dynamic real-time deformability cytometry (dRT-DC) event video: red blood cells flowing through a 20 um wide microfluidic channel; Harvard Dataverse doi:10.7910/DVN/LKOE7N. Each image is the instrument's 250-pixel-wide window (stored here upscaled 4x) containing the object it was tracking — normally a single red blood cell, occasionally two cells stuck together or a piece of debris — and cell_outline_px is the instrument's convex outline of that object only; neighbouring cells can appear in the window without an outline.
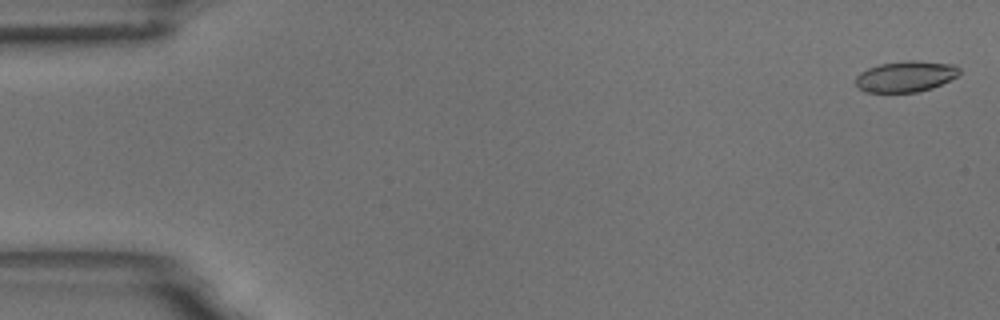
{"species": "common noctule bat (a hibernating species)", "species_latin": "Nyctalus noctula", "temperature_condition": "room temperature", "stored_images_in_passage": 59, "camera_frame_rate_fps": 3000, "um_per_image_px": 0.085, "animal": {"sex": "male", "body_mass_g": 18.8}, "frame": {"image": 1, "passage_image": 2, "time_ms": 0.333, "image_size_px": [1000, 320], "cell_outline_px": [[960, 72], [956, 76], [932, 88], [916, 92], [864, 92], [856, 84], [856, 76], [860, 72], [868, 68], [880, 64], [908, 60], [916, 60], [956, 64], [960, 68]], "centroid_in_image_um": [76.98, 6.48], "position_along_channel_um": 8.0, "area_um2": 18.67}}
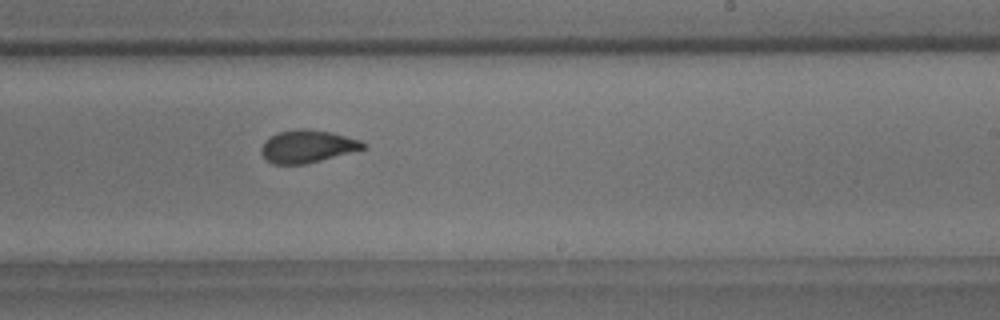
{"frame": {"image": 2, "passage_image": 36, "time_ms": 11.667, "image_size_px": [1000, 320], "cell_outline_px": [[368, 148], [304, 164], [272, 164], [264, 160], [260, 152], [260, 148], [264, 140], [276, 132], [300, 128], [304, 128], [332, 132], [360, 140], [368, 144]], "centroid_in_image_um": [26.1, 12.43], "position_along_channel_um": 262.9, "area_um2": 19.71}}
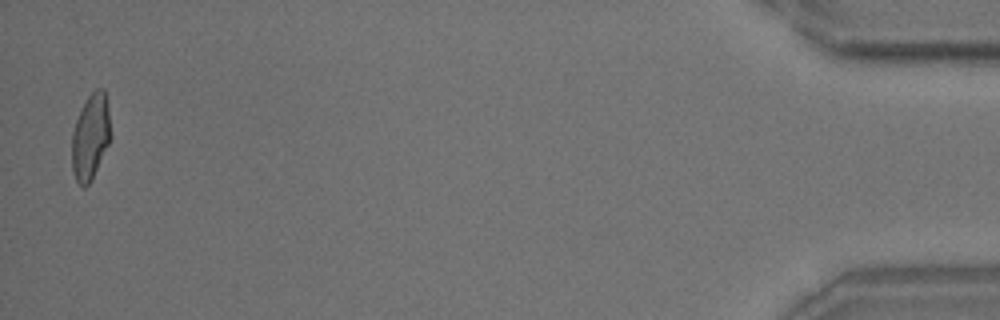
{"frame": {"image": 3, "passage_image": 58, "time_ms": 19.0, "image_size_px": [1000, 320], "cell_outline_px": [[112, 136], [92, 180], [84, 188], [76, 180], [72, 172], [72, 132], [76, 120], [88, 96], [96, 88], [104, 88]], "centroid_in_image_um": [7.7, 11.65], "position_along_channel_um": 427.5, "area_um2": 19.31}, "authors_computed_cell_mechanics": {"area_um2": 19.652, "velocity_mm_per_s": 3.4833, "shape_relaxation_time_tau1_ms": 5.9376, "shape_relaxation_time_tau2_ms": 1.5431, "deformation_change_tau1": 0.1702, "deformation_change_tau2": 0.0697}}